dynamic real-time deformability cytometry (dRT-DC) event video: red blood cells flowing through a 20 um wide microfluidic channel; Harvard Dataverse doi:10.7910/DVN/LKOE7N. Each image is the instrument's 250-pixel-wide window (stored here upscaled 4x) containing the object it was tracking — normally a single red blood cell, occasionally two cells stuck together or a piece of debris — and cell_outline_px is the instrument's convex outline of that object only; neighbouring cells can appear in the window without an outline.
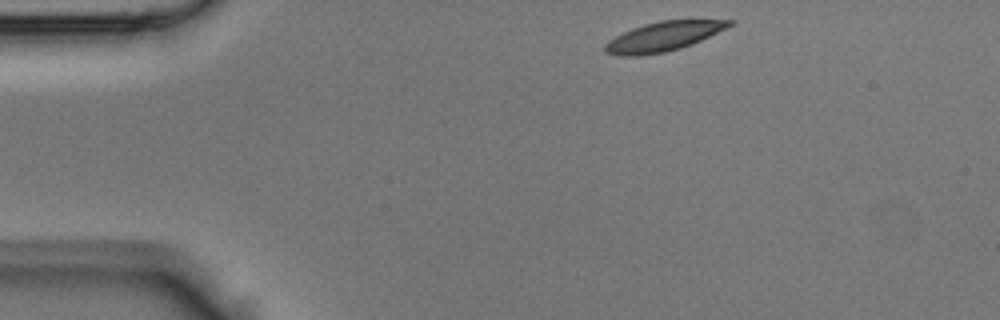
{"species": "Egyptian fruit bat (a non-hibernating species)", "species_latin": "Rousettus aegyptiacus", "temperature_condition": "room temperature", "stored_images_in_passage": 37, "camera_frame_rate_fps": 3000, "um_per_image_px": 0.085, "animal": {"sex": "male"}, "frame": {"image": 1, "passage_image": 1, "time_ms": 0.0, "image_size_px": [1000, 320], "cell_outline_px": [[736, 24], [692, 44], [680, 48], [664, 52], [640, 56], [616, 56], [604, 52], [604, 44], [608, 40], [632, 28], [644, 24], [660, 20], [736, 20]], "centroid_in_image_um": [56.38, 3.1], "position_along_channel_um": 28.6, "area_um2": 21.44}}
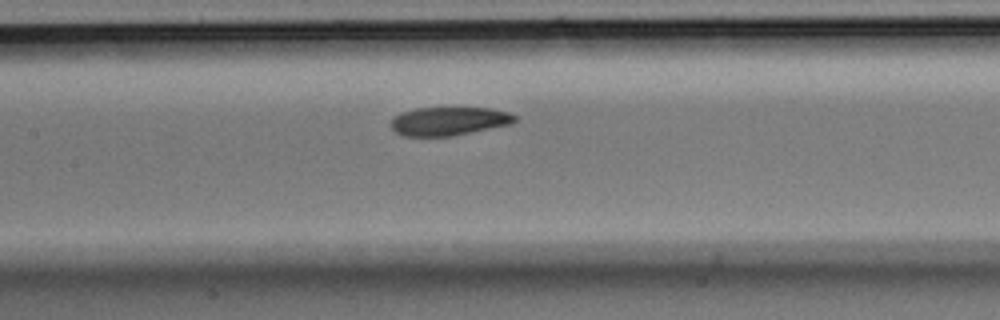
{"frame": {"image": 2, "passage_image": 14, "time_ms": 4.333, "image_size_px": [1000, 320], "cell_outline_px": [[516, 120], [512, 124], [452, 136], [404, 136], [396, 132], [392, 128], [392, 120], [400, 112], [416, 108], [492, 108], [508, 112], [516, 116]], "centroid_in_image_um": [38.18, 10.3], "position_along_channel_um": 169.2, "area_um2": 20.52}}
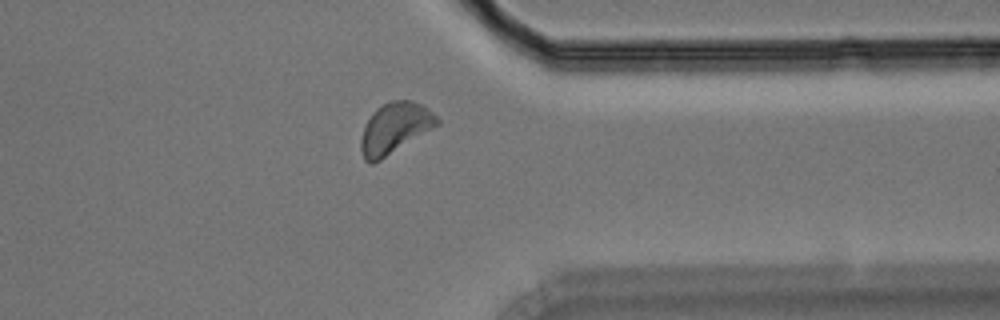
{"frame": {"image": 3, "passage_image": 28, "time_ms": 9.0, "image_size_px": [1000, 320], "cell_outline_px": [[440, 124], [380, 160], [372, 164], [364, 160], [360, 148], [360, 140], [364, 128], [372, 112], [376, 108], [388, 100], [412, 100], [428, 108], [440, 120]], "centroid_in_image_um": [33.55, 10.88], "position_along_channel_um": 377.9, "area_um2": 22.48}}